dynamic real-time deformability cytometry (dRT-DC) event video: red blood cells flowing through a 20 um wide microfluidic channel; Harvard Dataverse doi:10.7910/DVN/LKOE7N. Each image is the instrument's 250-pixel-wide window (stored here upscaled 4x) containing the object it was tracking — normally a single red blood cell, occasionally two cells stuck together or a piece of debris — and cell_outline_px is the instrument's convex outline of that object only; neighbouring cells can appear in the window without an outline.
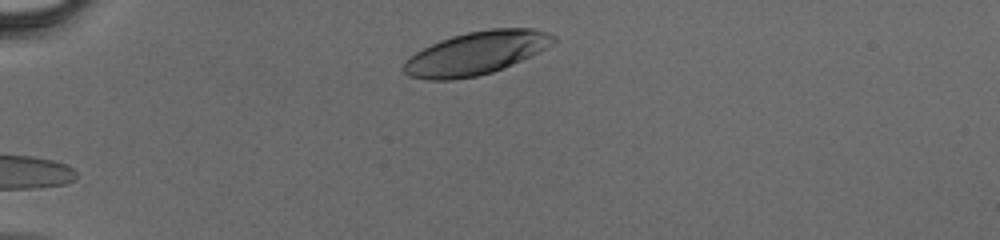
{"species": "human", "species_latin": "Homo sapiens", "temperature_condition": "cold", "stored_images_in_passage": 30, "camera_frame_rate_fps": 3000, "um_per_image_px": 0.085, "donor": {"sex": "male"}, "frame": {"image": 1, "passage_image": 1, "time_ms": 0.0, "image_size_px": [1000, 240], "cell_outline_px": [[556, 40], [552, 44], [540, 52], [512, 64], [492, 72], [476, 76], [452, 80], [428, 80], [408, 76], [404, 72], [404, 60], [416, 52], [440, 40], [452, 36], [468, 32], [492, 28], [532, 28], [548, 32], [556, 36]], "centroid_in_image_um": [40.48, 4.51], "position_along_channel_um": 44.5, "area_um2": 37.51}}
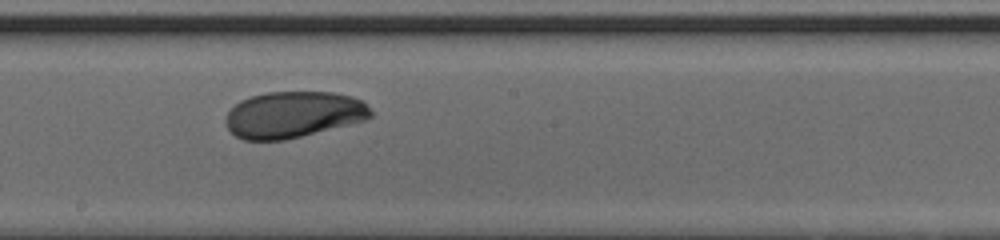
{"frame": {"image": 2, "passage_image": 16, "time_ms": 5.0, "image_size_px": [1000, 240], "cell_outline_px": [[372, 116], [364, 120], [284, 140], [244, 140], [236, 136], [228, 128], [224, 120], [228, 112], [240, 100], [252, 96], [268, 92], [332, 92], [352, 96], [360, 100], [372, 112]], "centroid_in_image_um": [24.9, 9.73], "position_along_channel_um": 223.3, "area_um2": 38.73}}
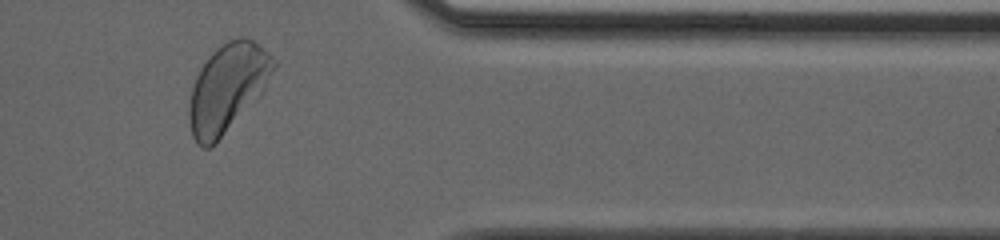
{"frame": {"image": 3, "passage_image": 28, "time_ms": 9.0, "image_size_px": [1000, 240], "cell_outline_px": [[276, 64], [260, 96], [216, 144], [208, 148], [204, 148], [196, 144], [192, 136], [188, 120], [188, 108], [192, 88], [196, 76], [200, 68], [212, 52], [216, 48], [228, 40], [240, 36], [244, 36], [252, 40], [268, 52], [276, 60]], "centroid_in_image_um": [19.31, 7.5], "position_along_channel_um": 392.1, "area_um2": 43.47}}